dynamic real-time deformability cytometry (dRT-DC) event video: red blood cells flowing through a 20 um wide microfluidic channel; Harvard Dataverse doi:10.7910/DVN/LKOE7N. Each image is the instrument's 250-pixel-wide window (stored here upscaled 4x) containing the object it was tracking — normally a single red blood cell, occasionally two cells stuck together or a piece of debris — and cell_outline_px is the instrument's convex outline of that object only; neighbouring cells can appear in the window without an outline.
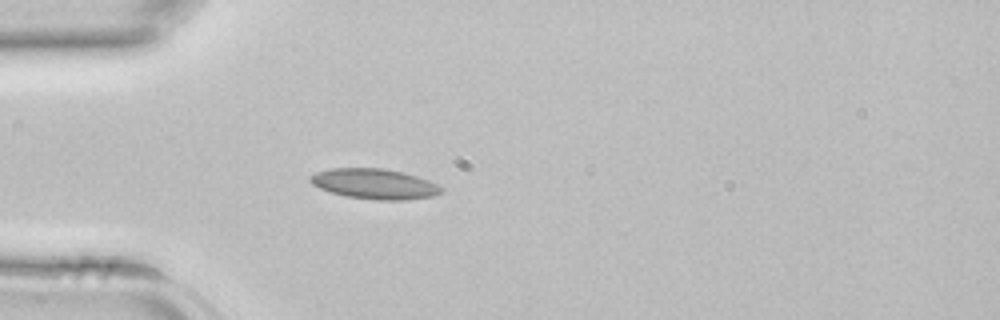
{"species": "common noctule bat (a hibernating species)", "species_latin": "Nyctalus noctula", "temperature_condition": "room temperature", "stored_images_in_passage": 31, "camera_frame_rate_fps": 3000, "um_per_image_px": 0.085, "animal": {"sex": "female", "body_mass_g": 22.7, "forearm_length_mm": 54.2}, "frame": {"image": 1, "passage_image": 1, "time_ms": 0.0, "image_size_px": [1000, 320], "cell_outline_px": [[444, 192], [432, 196], [404, 200], [376, 200], [348, 196], [332, 192], [320, 188], [312, 184], [308, 180], [308, 176], [316, 172], [328, 168], [384, 168], [404, 172], [428, 180], [444, 188]], "centroid_in_image_um": [31.83, 15.62], "position_along_channel_um": 53.2, "area_um2": 23.18}}